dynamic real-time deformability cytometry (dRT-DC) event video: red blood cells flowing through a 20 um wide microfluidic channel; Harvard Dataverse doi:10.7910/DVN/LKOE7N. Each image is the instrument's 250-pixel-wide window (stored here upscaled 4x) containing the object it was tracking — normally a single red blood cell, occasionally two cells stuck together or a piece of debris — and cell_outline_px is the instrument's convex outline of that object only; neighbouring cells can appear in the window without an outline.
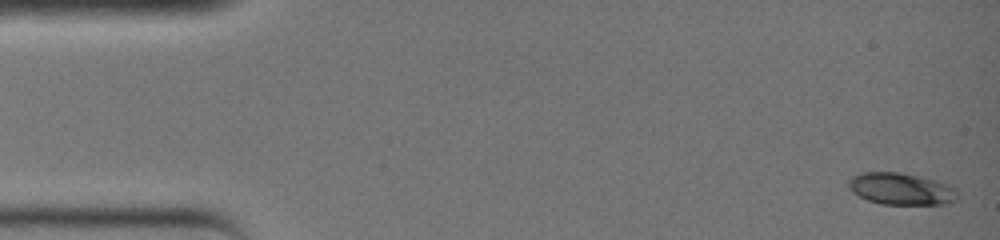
{"species": "common noctule bat (a hibernating species)", "species_latin": "Nyctalus noctula", "temperature_condition": "warm", "stored_images_in_passage": 36, "camera_frame_rate_fps": 3000, "um_per_image_px": 0.085, "animal": {"sex": "female", "body_mass_g": 19.0, "forearm_length_mm": 51.5}, "frame": {"image": 1, "passage_image": 1, "time_ms": 0.0, "image_size_px": [1000, 240], "cell_outline_px": [[956, 200], [948, 204], [880, 204], [868, 200], [852, 192], [848, 188], [848, 180], [852, 176], [860, 172], [900, 172], [920, 176], [952, 184], [956, 188]], "centroid_in_image_um": [76.6, 16.04], "position_along_channel_um": 8.4, "area_um2": 20.52}}
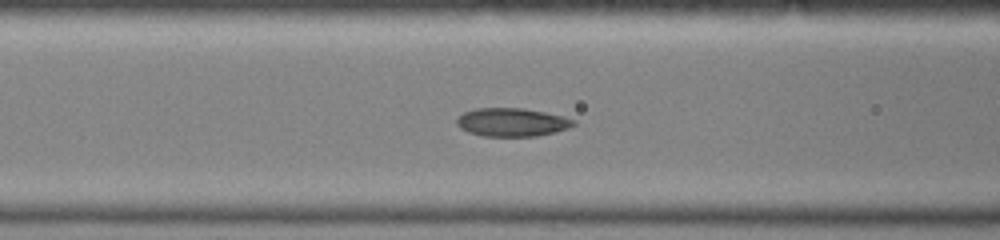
{"frame": {"image": 2, "passage_image": 15, "time_ms": 4.667, "image_size_px": [1000, 240], "cell_outline_px": [[576, 124], [568, 128], [556, 132], [536, 136], [484, 136], [468, 132], [460, 128], [456, 124], [456, 120], [464, 112], [476, 108], [520, 108], [544, 112], [576, 120]], "centroid_in_image_um": [43.5, 10.39], "position_along_channel_um": 123.1, "area_um2": 19.19}}
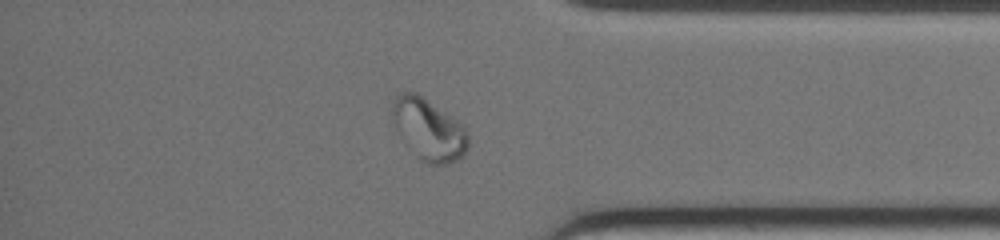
{"frame": {"image": 3, "passage_image": 31, "time_ms": 10.0, "image_size_px": [1000, 240], "cell_outline_px": [[468, 148], [464, 156], [460, 160], [448, 164], [428, 164], [416, 156], [400, 136], [392, 120], [388, 100], [400, 92], [416, 92], [456, 120], [468, 132]], "centroid_in_image_um": [36.39, 10.99], "position_along_channel_um": 398.8, "area_um2": 27.51}}